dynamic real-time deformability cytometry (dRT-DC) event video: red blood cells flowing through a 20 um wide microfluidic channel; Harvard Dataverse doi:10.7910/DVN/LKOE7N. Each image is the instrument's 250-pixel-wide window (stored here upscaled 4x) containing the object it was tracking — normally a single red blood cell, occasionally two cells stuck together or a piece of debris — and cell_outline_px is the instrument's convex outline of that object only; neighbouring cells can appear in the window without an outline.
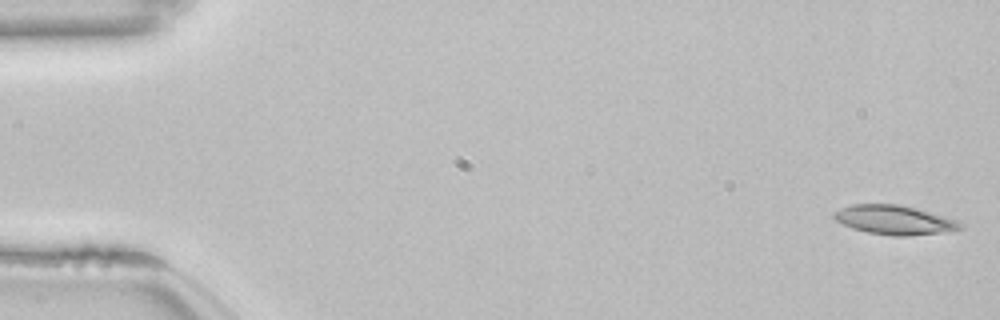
{"species": "common noctule bat (a hibernating species)", "species_latin": "Nyctalus noctula", "temperature_condition": "room temperature", "stored_images_in_passage": 53, "camera_frame_rate_fps": 3000, "um_per_image_px": 0.085, "animal": {"sex": "female", "body_mass_g": 22.7, "forearm_length_mm": 54.2}, "frame": {"image": 1, "passage_image": 1, "time_ms": 0.0, "image_size_px": [1000, 320], "cell_outline_px": [[964, 228], [944, 232], [908, 236], [892, 236], [868, 232], [852, 228], [836, 220], [832, 216], [832, 212], [840, 208], [852, 204], [900, 204], [916, 208], [960, 220], [964, 224]], "centroid_in_image_um": [76.06, 18.69], "position_along_channel_um": 8.9, "area_um2": 21.73}}
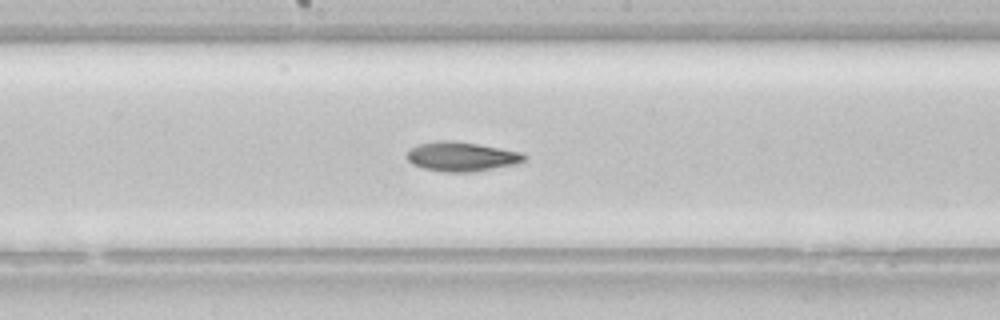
{"frame": {"image": 2, "passage_image": 28, "time_ms": 9.0, "image_size_px": [1000, 320], "cell_outline_px": [[528, 156], [524, 160], [516, 164], [472, 172], [448, 172], [424, 168], [412, 164], [404, 156], [416, 144], [436, 140], [452, 140], [524, 152]], "centroid_in_image_um": [39.23, 13.3], "position_along_channel_um": 209.0, "area_um2": 20.17}}
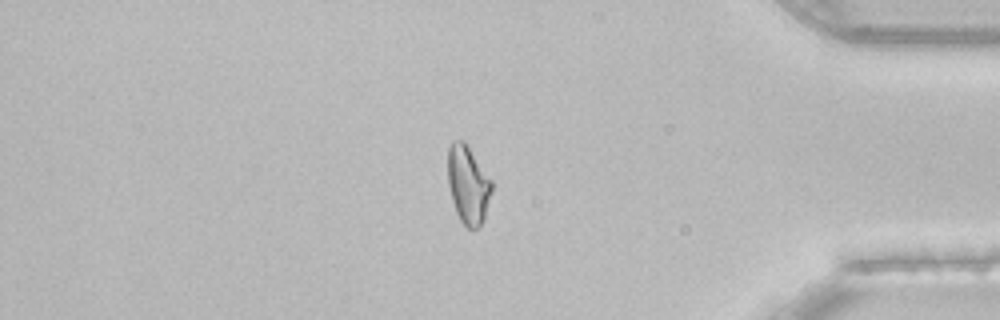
{"frame": {"image": 3, "passage_image": 45, "time_ms": 14.667, "image_size_px": [1000, 320], "cell_outline_px": [[492, 192], [484, 220], [476, 228], [468, 228], [460, 220], [456, 212], [452, 200], [448, 184], [448, 148], [452, 140], [464, 140], [492, 180]], "centroid_in_image_um": [39.79, 15.68], "position_along_channel_um": 395.4, "area_um2": 20.06}}